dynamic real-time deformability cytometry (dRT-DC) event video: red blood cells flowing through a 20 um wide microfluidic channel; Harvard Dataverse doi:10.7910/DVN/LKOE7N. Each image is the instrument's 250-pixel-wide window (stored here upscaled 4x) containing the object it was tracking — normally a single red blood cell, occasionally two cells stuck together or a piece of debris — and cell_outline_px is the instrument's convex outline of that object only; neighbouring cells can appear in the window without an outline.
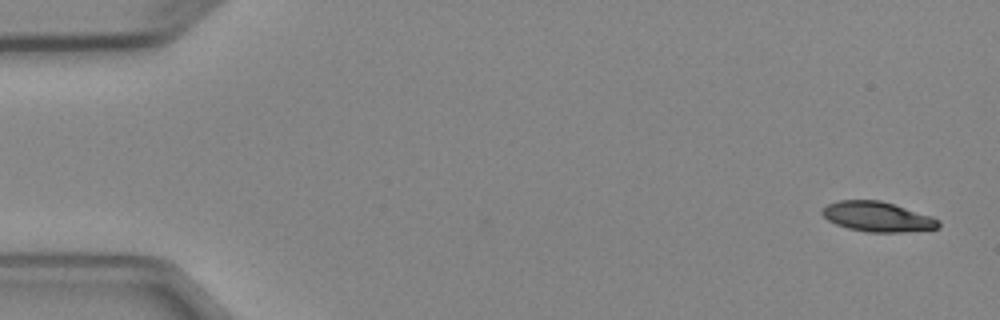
{"species": "Egyptian fruit bat (a non-hibernating species)", "species_latin": "Rousettus aegyptiacus", "temperature_condition": "cold", "stored_images_in_passage": 7, "camera_frame_rate_fps": 3000, "um_per_image_px": 0.085, "animal": {"sex": "female"}, "frame": {"image": 1, "passage_image": 1, "time_ms": 0.0, "image_size_px": [1000, 320], "cell_outline_px": [[940, 228], [904, 232], [868, 232], [848, 228], [836, 224], [828, 220], [820, 212], [828, 204], [836, 200], [880, 200], [932, 216], [940, 220]], "centroid_in_image_um": [74.6, 18.42], "position_along_channel_um": 10.4, "area_um2": 20.29}}
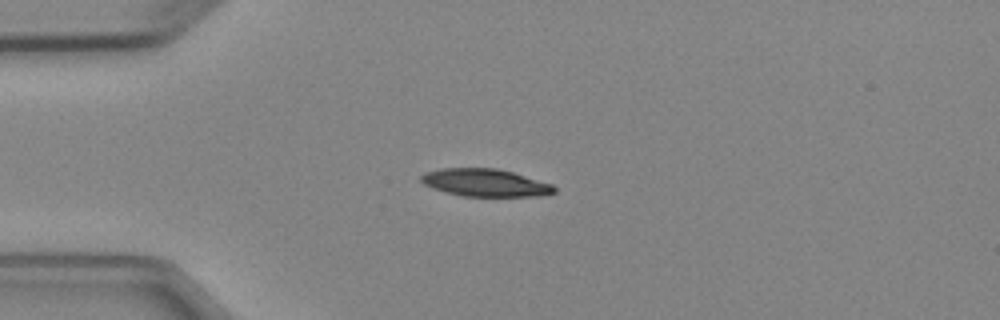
{"frame": {"image": 2, "passage_image": 4, "time_ms": 3.667, "image_size_px": [1000, 320], "cell_outline_px": [[556, 192], [540, 196], [464, 196], [432, 188], [424, 184], [420, 180], [420, 176], [428, 172], [440, 168], [496, 168], [512, 172], [552, 184], [556, 188]], "centroid_in_image_um": [41.25, 15.53], "position_along_channel_um": 43.7, "area_um2": 21.21}}
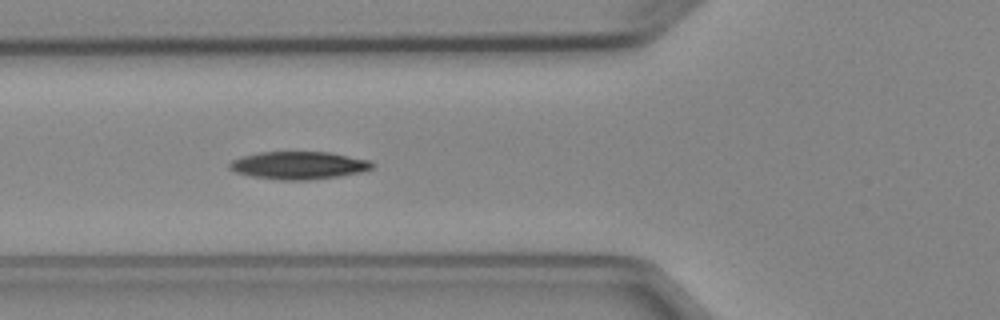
{"frame": {"image": 3, "passage_image": 6, "time_ms": 5.667, "image_size_px": [1000, 320], "cell_outline_px": [[372, 168], [360, 172], [340, 176], [308, 180], [280, 180], [252, 176], [236, 172], [228, 168], [228, 164], [232, 160], [240, 156], [260, 152], [332, 152], [372, 160]], "centroid_in_image_um": [25.39, 14.04], "position_along_channel_um": 100.4, "area_um2": 23.18}}